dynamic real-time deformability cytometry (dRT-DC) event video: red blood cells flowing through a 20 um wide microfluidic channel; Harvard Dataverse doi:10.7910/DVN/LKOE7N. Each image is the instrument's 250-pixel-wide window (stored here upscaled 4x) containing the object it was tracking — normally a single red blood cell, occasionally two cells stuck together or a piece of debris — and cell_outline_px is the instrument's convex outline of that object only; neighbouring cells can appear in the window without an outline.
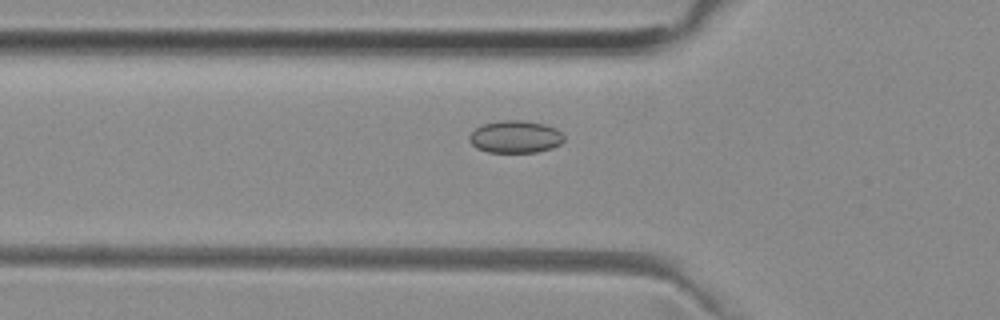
{"species": "common noctule bat (a hibernating species)", "species_latin": "Nyctalus noctula", "temperature_condition": "room temperature", "stored_images_in_passage": 47, "camera_frame_rate_fps": 3000, "um_per_image_px": 0.085, "animal": {"sex": "female", "body_mass_g": 29.2, "forearm_length_mm": 56.3}, "frame": {"image": 1, "passage_image": 12, "time_ms": 3.667, "image_size_px": [1000, 320], "cell_outline_px": [[564, 140], [560, 144], [552, 148], [536, 152], [488, 152], [476, 148], [468, 140], [468, 136], [476, 128], [484, 124], [500, 120], [524, 120], [544, 124], [556, 128], [564, 136]], "centroid_in_image_um": [43.8, 11.62], "position_along_channel_um": 82.0, "area_um2": 17.92}}
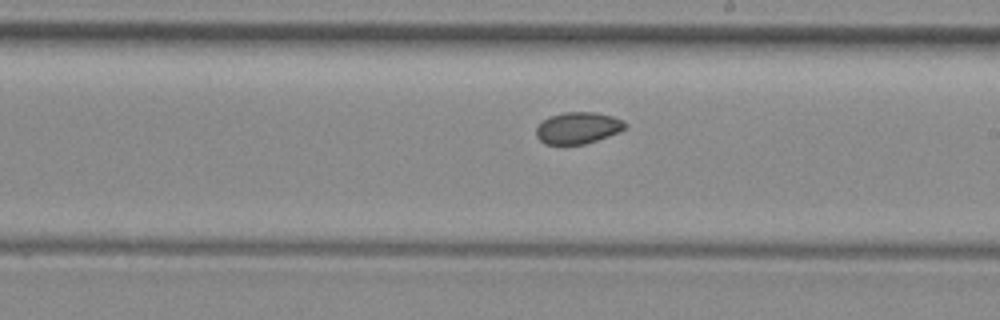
{"frame": {"image": 2, "passage_image": 24, "time_ms": 7.667, "image_size_px": [1000, 320], "cell_outline_px": [[628, 124], [620, 132], [584, 144], [544, 144], [536, 136], [536, 128], [548, 116], [564, 112], [596, 112], [612, 116], [624, 120]], "centroid_in_image_um": [49.13, 10.86], "position_along_channel_um": 239.9, "area_um2": 16.42}}
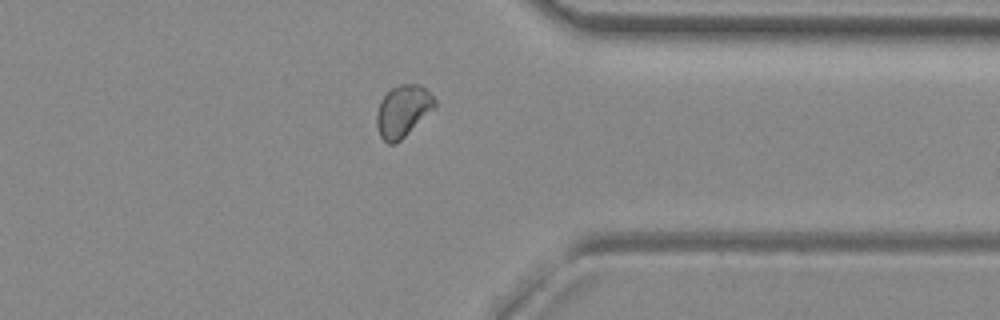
{"frame": {"image": 3, "passage_image": 35, "time_ms": 11.333, "image_size_px": [1000, 320], "cell_outline_px": [[436, 104], [400, 140], [392, 144], [388, 144], [380, 136], [376, 124], [376, 116], [380, 100], [392, 88], [400, 84], [420, 84], [436, 100]], "centroid_in_image_um": [34.2, 9.42], "position_along_channel_um": 377.2, "area_um2": 16.94}, "authors_computed_cell_mechanics": {"area_um2": 17.2244, "velocity_mm_per_s": 3.9433, "shape_relaxation_time_tau1_ms": null, "shape_relaxation_time_tau2_ms": 6.4535, "deformation_change_tau1": null, "deformation_change_tau2": 0.0725}}